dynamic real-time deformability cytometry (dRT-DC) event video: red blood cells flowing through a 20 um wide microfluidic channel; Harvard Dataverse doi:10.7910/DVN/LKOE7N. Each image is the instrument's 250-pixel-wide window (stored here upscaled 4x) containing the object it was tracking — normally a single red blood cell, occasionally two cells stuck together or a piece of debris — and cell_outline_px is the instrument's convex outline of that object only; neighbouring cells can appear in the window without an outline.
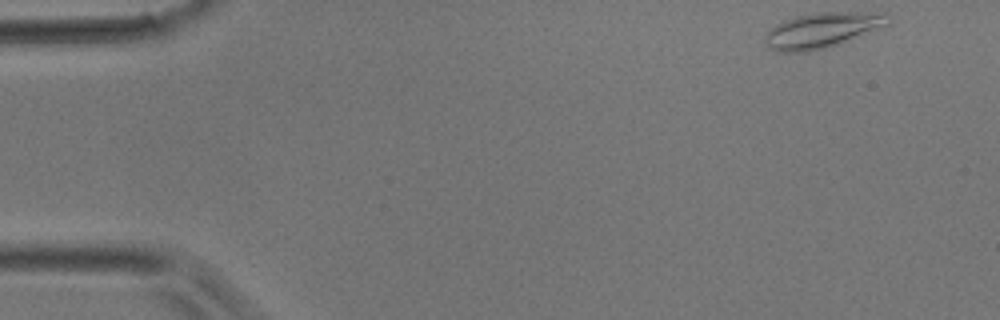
{"species": "common noctule bat (a hibernating species)", "species_latin": "Nyctalus noctula", "temperature_condition": "room temperature", "stored_images_in_passage": 3, "camera_frame_rate_fps": 3000, "um_per_image_px": 0.085, "animal": {"sex": "male", "body_mass_g": 17.9}, "frame": {"image": 1, "passage_image": 1, "time_ms": 0.0, "image_size_px": [1000, 320], "cell_outline_px": [[892, 20], [888, 24], [880, 28], [836, 44], [824, 48], [808, 52], [776, 52], [768, 48], [764, 44], [764, 36], [776, 24], [784, 20], [796, 16], [820, 12], [884, 12], [892, 16]], "centroid_in_image_um": [69.88, 2.56], "position_along_channel_um": 15.1, "area_um2": 25.37}}